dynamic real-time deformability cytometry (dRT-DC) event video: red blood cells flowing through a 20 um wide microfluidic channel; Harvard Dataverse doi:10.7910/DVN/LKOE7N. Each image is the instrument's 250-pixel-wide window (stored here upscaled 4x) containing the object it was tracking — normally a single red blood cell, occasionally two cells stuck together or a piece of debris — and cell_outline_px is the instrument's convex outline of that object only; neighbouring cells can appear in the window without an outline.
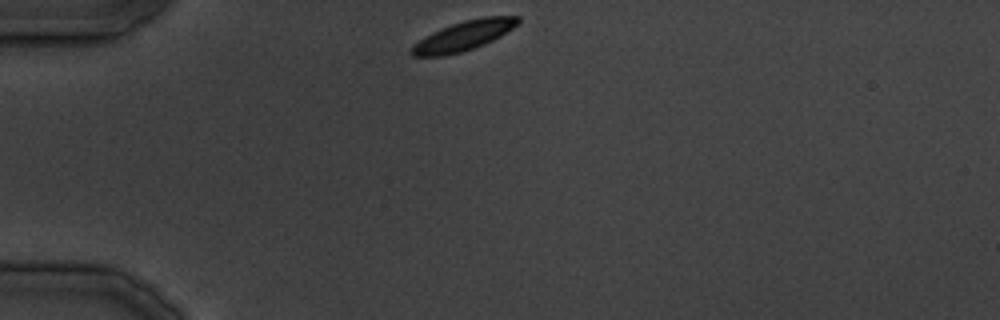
{"species": "common noctule bat (a hibernating species)", "species_latin": "Nyctalus noctula", "temperature_condition": "cold", "stored_images_in_passage": 6, "camera_frame_rate_fps": 3000, "um_per_image_px": 0.085, "animal": {"sex": "male", "body_mass_g": 19.5, "forearm_length_mm": 54.6}, "frame": {"image": 1, "passage_image": 1, "time_ms": 0.0, "image_size_px": [1000, 320], "cell_outline_px": [[520, 20], [512, 28], [500, 36], [484, 44], [460, 52], [444, 56], [412, 56], [408, 52], [412, 44], [424, 36], [432, 32], [452, 24], [464, 20], [484, 16], [520, 16]], "centroid_in_image_um": [39.34, 3.05], "position_along_channel_um": 45.7, "area_um2": 18.32}}